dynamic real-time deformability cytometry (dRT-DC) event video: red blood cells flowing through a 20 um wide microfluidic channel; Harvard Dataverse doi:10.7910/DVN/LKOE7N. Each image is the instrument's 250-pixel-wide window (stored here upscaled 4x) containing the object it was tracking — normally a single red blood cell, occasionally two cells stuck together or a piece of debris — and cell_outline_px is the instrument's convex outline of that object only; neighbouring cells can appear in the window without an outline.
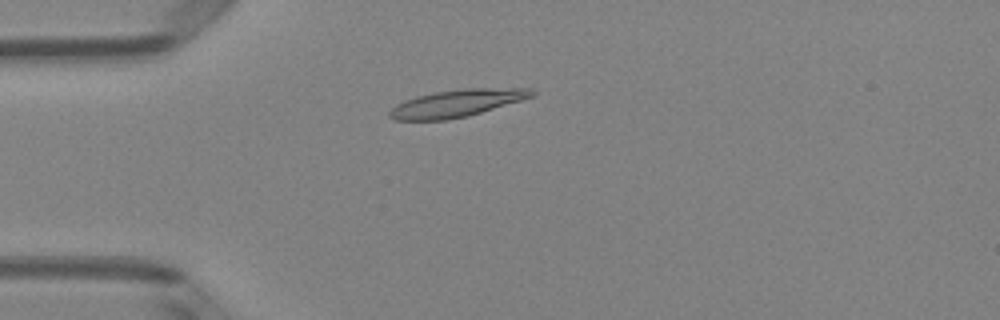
{"species": "Egyptian fruit bat (a non-hibernating species)", "species_latin": "Rousettus aegyptiacus", "temperature_condition": "room temperature", "stored_images_in_passage": 49, "camera_frame_rate_fps": 3000, "um_per_image_px": 0.085, "animal": {"sex": "female"}, "frame": {"image": 1, "passage_image": 12, "time_ms": 3.667, "image_size_px": [1000, 320], "cell_outline_px": [[536, 96], [468, 116], [448, 120], [392, 120], [388, 116], [388, 112], [396, 104], [404, 100], [416, 96], [436, 92], [464, 88], [532, 88], [536, 92]], "centroid_in_image_um": [38.84, 8.78], "position_along_channel_um": 46.2, "area_um2": 22.83}}
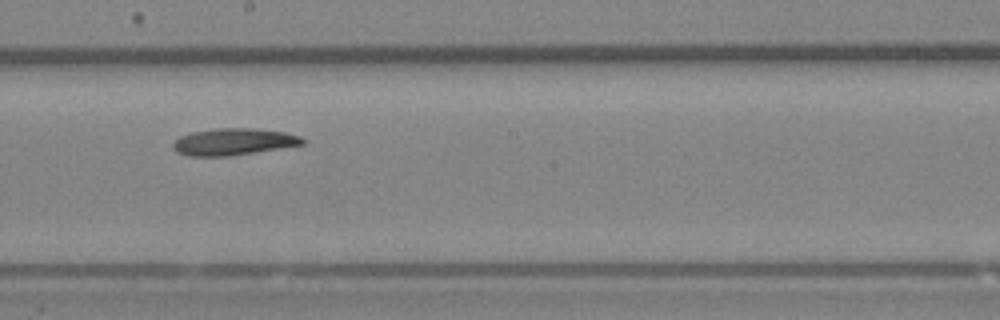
{"frame": {"image": 2, "passage_image": 27, "time_ms": 8.667, "image_size_px": [1000, 320], "cell_outline_px": [[304, 144], [228, 156], [188, 156], [176, 152], [172, 148], [172, 144], [180, 136], [192, 132], [216, 128], [252, 128], [284, 132], [300, 136], [304, 140]], "centroid_in_image_um": [19.8, 12.05], "position_along_channel_um": 228.4, "area_um2": 20.06}}
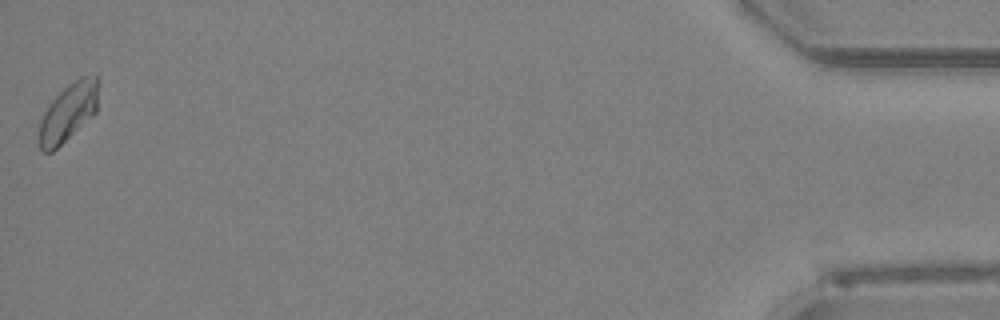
{"frame": {"image": 3, "passage_image": 49, "time_ms": 16.0, "image_size_px": [1000, 320], "cell_outline_px": [[100, 80], [96, 112], [92, 116], [52, 152], [44, 152], [40, 148], [40, 120], [48, 104], [68, 84], [80, 76], [96, 76]], "centroid_in_image_um": [5.83, 9.5], "position_along_channel_um": 429.4, "area_um2": 19.88}, "authors_computed_cell_mechanics": {"area_um2": 20.1722, "velocity_mm_per_s": 4.0035, "shape_relaxation_time_tau1_ms": 6.3216, "shape_relaxation_time_tau2_ms": null, "deformation_change_tau1": 0.1363, "deformation_change_tau2": null}}